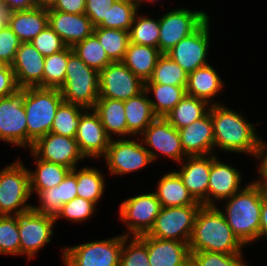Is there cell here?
I'll list each match as a JSON object with an SVG mask.
<instances>
[{
	"mask_svg": "<svg viewBox=\"0 0 267 266\" xmlns=\"http://www.w3.org/2000/svg\"><path fill=\"white\" fill-rule=\"evenodd\" d=\"M215 148L223 152L258 157L260 138L245 115L221 104L210 106ZM258 136V137H257Z\"/></svg>",
	"mask_w": 267,
	"mask_h": 266,
	"instance_id": "6da1fadb",
	"label": "cell"
},
{
	"mask_svg": "<svg viewBox=\"0 0 267 266\" xmlns=\"http://www.w3.org/2000/svg\"><path fill=\"white\" fill-rule=\"evenodd\" d=\"M223 214L227 224L238 240L247 246L260 239L262 204V180L250 181L232 197L226 199Z\"/></svg>",
	"mask_w": 267,
	"mask_h": 266,
	"instance_id": "7a4b0ae2",
	"label": "cell"
},
{
	"mask_svg": "<svg viewBox=\"0 0 267 266\" xmlns=\"http://www.w3.org/2000/svg\"><path fill=\"white\" fill-rule=\"evenodd\" d=\"M244 247L216 206L200 207L189 242L190 252L211 251L235 254L242 253Z\"/></svg>",
	"mask_w": 267,
	"mask_h": 266,
	"instance_id": "3957f363",
	"label": "cell"
},
{
	"mask_svg": "<svg viewBox=\"0 0 267 266\" xmlns=\"http://www.w3.org/2000/svg\"><path fill=\"white\" fill-rule=\"evenodd\" d=\"M59 89L26 87L25 107L27 119V148L44 135L50 133L57 108L63 102Z\"/></svg>",
	"mask_w": 267,
	"mask_h": 266,
	"instance_id": "277c9868",
	"label": "cell"
},
{
	"mask_svg": "<svg viewBox=\"0 0 267 266\" xmlns=\"http://www.w3.org/2000/svg\"><path fill=\"white\" fill-rule=\"evenodd\" d=\"M59 90L64 102L93 109L99 98V72L88 67L72 51L68 56L65 80Z\"/></svg>",
	"mask_w": 267,
	"mask_h": 266,
	"instance_id": "5b68a950",
	"label": "cell"
},
{
	"mask_svg": "<svg viewBox=\"0 0 267 266\" xmlns=\"http://www.w3.org/2000/svg\"><path fill=\"white\" fill-rule=\"evenodd\" d=\"M29 169L17 161L0 170V215H20L32 210Z\"/></svg>",
	"mask_w": 267,
	"mask_h": 266,
	"instance_id": "8992f818",
	"label": "cell"
},
{
	"mask_svg": "<svg viewBox=\"0 0 267 266\" xmlns=\"http://www.w3.org/2000/svg\"><path fill=\"white\" fill-rule=\"evenodd\" d=\"M123 234L115 237L64 247L65 266H119Z\"/></svg>",
	"mask_w": 267,
	"mask_h": 266,
	"instance_id": "52a82bcc",
	"label": "cell"
},
{
	"mask_svg": "<svg viewBox=\"0 0 267 266\" xmlns=\"http://www.w3.org/2000/svg\"><path fill=\"white\" fill-rule=\"evenodd\" d=\"M201 206L202 204L162 207L147 235L189 244L195 218Z\"/></svg>",
	"mask_w": 267,
	"mask_h": 266,
	"instance_id": "ba28073f",
	"label": "cell"
},
{
	"mask_svg": "<svg viewBox=\"0 0 267 266\" xmlns=\"http://www.w3.org/2000/svg\"><path fill=\"white\" fill-rule=\"evenodd\" d=\"M158 17L159 51L162 54H166L180 40L195 32L209 18L203 10L194 11L183 7L172 9Z\"/></svg>",
	"mask_w": 267,
	"mask_h": 266,
	"instance_id": "9c48e42d",
	"label": "cell"
},
{
	"mask_svg": "<svg viewBox=\"0 0 267 266\" xmlns=\"http://www.w3.org/2000/svg\"><path fill=\"white\" fill-rule=\"evenodd\" d=\"M162 208L155 192L139 194L121 202L119 218L126 225L125 236L147 234Z\"/></svg>",
	"mask_w": 267,
	"mask_h": 266,
	"instance_id": "30bf717a",
	"label": "cell"
},
{
	"mask_svg": "<svg viewBox=\"0 0 267 266\" xmlns=\"http://www.w3.org/2000/svg\"><path fill=\"white\" fill-rule=\"evenodd\" d=\"M106 166L111 175H125L145 168L153 160L141 140L127 138L110 139L106 155Z\"/></svg>",
	"mask_w": 267,
	"mask_h": 266,
	"instance_id": "8fae6325",
	"label": "cell"
},
{
	"mask_svg": "<svg viewBox=\"0 0 267 266\" xmlns=\"http://www.w3.org/2000/svg\"><path fill=\"white\" fill-rule=\"evenodd\" d=\"M25 88H18L7 97L0 98V141L16 147H27V119Z\"/></svg>",
	"mask_w": 267,
	"mask_h": 266,
	"instance_id": "7c38bea8",
	"label": "cell"
},
{
	"mask_svg": "<svg viewBox=\"0 0 267 266\" xmlns=\"http://www.w3.org/2000/svg\"><path fill=\"white\" fill-rule=\"evenodd\" d=\"M145 90V82L123 62H112L99 72V98L128 100Z\"/></svg>",
	"mask_w": 267,
	"mask_h": 266,
	"instance_id": "4fadbf2b",
	"label": "cell"
},
{
	"mask_svg": "<svg viewBox=\"0 0 267 266\" xmlns=\"http://www.w3.org/2000/svg\"><path fill=\"white\" fill-rule=\"evenodd\" d=\"M140 136L153 162L157 160L159 154L179 164L187 157L181 146L179 130L163 117H157Z\"/></svg>",
	"mask_w": 267,
	"mask_h": 266,
	"instance_id": "5bb4252c",
	"label": "cell"
},
{
	"mask_svg": "<svg viewBox=\"0 0 267 266\" xmlns=\"http://www.w3.org/2000/svg\"><path fill=\"white\" fill-rule=\"evenodd\" d=\"M56 219L52 215L38 214L33 209L19 215L18 231L20 235V255L33 259L36 253L54 236Z\"/></svg>",
	"mask_w": 267,
	"mask_h": 266,
	"instance_id": "9a60e30c",
	"label": "cell"
},
{
	"mask_svg": "<svg viewBox=\"0 0 267 266\" xmlns=\"http://www.w3.org/2000/svg\"><path fill=\"white\" fill-rule=\"evenodd\" d=\"M209 23L208 18L195 32L180 40L166 53L187 74L209 64L207 61L210 45Z\"/></svg>",
	"mask_w": 267,
	"mask_h": 266,
	"instance_id": "2e32d148",
	"label": "cell"
},
{
	"mask_svg": "<svg viewBox=\"0 0 267 266\" xmlns=\"http://www.w3.org/2000/svg\"><path fill=\"white\" fill-rule=\"evenodd\" d=\"M39 159L63 165L70 169L86 159L75 138L48 133L39 138L30 149Z\"/></svg>",
	"mask_w": 267,
	"mask_h": 266,
	"instance_id": "e0dca14e",
	"label": "cell"
},
{
	"mask_svg": "<svg viewBox=\"0 0 267 266\" xmlns=\"http://www.w3.org/2000/svg\"><path fill=\"white\" fill-rule=\"evenodd\" d=\"M75 140L85 158L103 159L106 155L110 138L93 109H85L80 115Z\"/></svg>",
	"mask_w": 267,
	"mask_h": 266,
	"instance_id": "ac0fdd59",
	"label": "cell"
},
{
	"mask_svg": "<svg viewBox=\"0 0 267 266\" xmlns=\"http://www.w3.org/2000/svg\"><path fill=\"white\" fill-rule=\"evenodd\" d=\"M184 161V162H183ZM176 171L192 197L203 206H208V185L211 171V154L187 156Z\"/></svg>",
	"mask_w": 267,
	"mask_h": 266,
	"instance_id": "d6986e66",
	"label": "cell"
},
{
	"mask_svg": "<svg viewBox=\"0 0 267 266\" xmlns=\"http://www.w3.org/2000/svg\"><path fill=\"white\" fill-rule=\"evenodd\" d=\"M218 157L216 154H211L208 206H217L218 201L229 199L243 188L240 171L230 164L219 161Z\"/></svg>",
	"mask_w": 267,
	"mask_h": 266,
	"instance_id": "ffe728a7",
	"label": "cell"
},
{
	"mask_svg": "<svg viewBox=\"0 0 267 266\" xmlns=\"http://www.w3.org/2000/svg\"><path fill=\"white\" fill-rule=\"evenodd\" d=\"M45 57L31 44L22 42L11 65L17 86L43 87Z\"/></svg>",
	"mask_w": 267,
	"mask_h": 266,
	"instance_id": "44dd1931",
	"label": "cell"
},
{
	"mask_svg": "<svg viewBox=\"0 0 267 266\" xmlns=\"http://www.w3.org/2000/svg\"><path fill=\"white\" fill-rule=\"evenodd\" d=\"M48 24L67 47H73L93 34L94 26L85 14H70L48 9Z\"/></svg>",
	"mask_w": 267,
	"mask_h": 266,
	"instance_id": "7402d4cb",
	"label": "cell"
},
{
	"mask_svg": "<svg viewBox=\"0 0 267 266\" xmlns=\"http://www.w3.org/2000/svg\"><path fill=\"white\" fill-rule=\"evenodd\" d=\"M181 146L187 156L214 154L213 124L209 112L189 126L179 129Z\"/></svg>",
	"mask_w": 267,
	"mask_h": 266,
	"instance_id": "603a6c76",
	"label": "cell"
},
{
	"mask_svg": "<svg viewBox=\"0 0 267 266\" xmlns=\"http://www.w3.org/2000/svg\"><path fill=\"white\" fill-rule=\"evenodd\" d=\"M146 246L150 266H181L191 255L188 243L150 237L147 234Z\"/></svg>",
	"mask_w": 267,
	"mask_h": 266,
	"instance_id": "cb8c5ba5",
	"label": "cell"
},
{
	"mask_svg": "<svg viewBox=\"0 0 267 266\" xmlns=\"http://www.w3.org/2000/svg\"><path fill=\"white\" fill-rule=\"evenodd\" d=\"M225 84L217 70L210 64L197 68L188 74L186 95L206 101L209 105H218L211 102V98L222 92Z\"/></svg>",
	"mask_w": 267,
	"mask_h": 266,
	"instance_id": "d4e9b609",
	"label": "cell"
},
{
	"mask_svg": "<svg viewBox=\"0 0 267 266\" xmlns=\"http://www.w3.org/2000/svg\"><path fill=\"white\" fill-rule=\"evenodd\" d=\"M37 196L39 205H33L32 209L38 214H48L55 217L64 204L77 197L76 175L70 171L58 186L45 189Z\"/></svg>",
	"mask_w": 267,
	"mask_h": 266,
	"instance_id": "484cf974",
	"label": "cell"
},
{
	"mask_svg": "<svg viewBox=\"0 0 267 266\" xmlns=\"http://www.w3.org/2000/svg\"><path fill=\"white\" fill-rule=\"evenodd\" d=\"M125 106L122 100L98 98L93 110L98 114L100 121L110 139L116 135L117 139L134 137L127 129ZM114 136H113V135ZM122 136V137H121Z\"/></svg>",
	"mask_w": 267,
	"mask_h": 266,
	"instance_id": "4316f807",
	"label": "cell"
},
{
	"mask_svg": "<svg viewBox=\"0 0 267 266\" xmlns=\"http://www.w3.org/2000/svg\"><path fill=\"white\" fill-rule=\"evenodd\" d=\"M48 25V9L14 11L8 26L21 42H30Z\"/></svg>",
	"mask_w": 267,
	"mask_h": 266,
	"instance_id": "83f0119b",
	"label": "cell"
},
{
	"mask_svg": "<svg viewBox=\"0 0 267 266\" xmlns=\"http://www.w3.org/2000/svg\"><path fill=\"white\" fill-rule=\"evenodd\" d=\"M155 194L162 207L201 204L192 197L176 171L167 172L160 178Z\"/></svg>",
	"mask_w": 267,
	"mask_h": 266,
	"instance_id": "f1b7e54d",
	"label": "cell"
},
{
	"mask_svg": "<svg viewBox=\"0 0 267 266\" xmlns=\"http://www.w3.org/2000/svg\"><path fill=\"white\" fill-rule=\"evenodd\" d=\"M148 95L150 94L144 90L139 95L124 101L127 129L134 137L140 136L157 118Z\"/></svg>",
	"mask_w": 267,
	"mask_h": 266,
	"instance_id": "f546056e",
	"label": "cell"
},
{
	"mask_svg": "<svg viewBox=\"0 0 267 266\" xmlns=\"http://www.w3.org/2000/svg\"><path fill=\"white\" fill-rule=\"evenodd\" d=\"M35 160V170L29 169L30 175V192L38 195L45 189L58 186L72 170L60 164L39 159L31 151Z\"/></svg>",
	"mask_w": 267,
	"mask_h": 266,
	"instance_id": "4dcf8cb0",
	"label": "cell"
},
{
	"mask_svg": "<svg viewBox=\"0 0 267 266\" xmlns=\"http://www.w3.org/2000/svg\"><path fill=\"white\" fill-rule=\"evenodd\" d=\"M161 55L159 48L130 42L122 62L145 82L151 77Z\"/></svg>",
	"mask_w": 267,
	"mask_h": 266,
	"instance_id": "1f68e13d",
	"label": "cell"
},
{
	"mask_svg": "<svg viewBox=\"0 0 267 266\" xmlns=\"http://www.w3.org/2000/svg\"><path fill=\"white\" fill-rule=\"evenodd\" d=\"M210 106L204 100L185 95L164 118L179 130L204 117Z\"/></svg>",
	"mask_w": 267,
	"mask_h": 266,
	"instance_id": "d6a6232c",
	"label": "cell"
},
{
	"mask_svg": "<svg viewBox=\"0 0 267 266\" xmlns=\"http://www.w3.org/2000/svg\"><path fill=\"white\" fill-rule=\"evenodd\" d=\"M145 91L155 98L149 97L154 114L164 118L186 95V86L145 83Z\"/></svg>",
	"mask_w": 267,
	"mask_h": 266,
	"instance_id": "836d02e7",
	"label": "cell"
},
{
	"mask_svg": "<svg viewBox=\"0 0 267 266\" xmlns=\"http://www.w3.org/2000/svg\"><path fill=\"white\" fill-rule=\"evenodd\" d=\"M76 175L77 196L92 201L96 205L105 189V177L97 168L75 167L71 170Z\"/></svg>",
	"mask_w": 267,
	"mask_h": 266,
	"instance_id": "e575fe53",
	"label": "cell"
},
{
	"mask_svg": "<svg viewBox=\"0 0 267 266\" xmlns=\"http://www.w3.org/2000/svg\"><path fill=\"white\" fill-rule=\"evenodd\" d=\"M93 34L98 38L112 62L123 61L130 43L128 31L94 27Z\"/></svg>",
	"mask_w": 267,
	"mask_h": 266,
	"instance_id": "d590c367",
	"label": "cell"
},
{
	"mask_svg": "<svg viewBox=\"0 0 267 266\" xmlns=\"http://www.w3.org/2000/svg\"><path fill=\"white\" fill-rule=\"evenodd\" d=\"M188 74L167 54H162L156 63L153 73L145 83L186 86Z\"/></svg>",
	"mask_w": 267,
	"mask_h": 266,
	"instance_id": "8d00e7d4",
	"label": "cell"
},
{
	"mask_svg": "<svg viewBox=\"0 0 267 266\" xmlns=\"http://www.w3.org/2000/svg\"><path fill=\"white\" fill-rule=\"evenodd\" d=\"M140 6L133 0H116L97 27L130 31L135 14Z\"/></svg>",
	"mask_w": 267,
	"mask_h": 266,
	"instance_id": "74e56055",
	"label": "cell"
},
{
	"mask_svg": "<svg viewBox=\"0 0 267 266\" xmlns=\"http://www.w3.org/2000/svg\"><path fill=\"white\" fill-rule=\"evenodd\" d=\"M84 110L85 108L82 106L63 101L56 110L50 132L75 138L80 123V115Z\"/></svg>",
	"mask_w": 267,
	"mask_h": 266,
	"instance_id": "f35d334b",
	"label": "cell"
},
{
	"mask_svg": "<svg viewBox=\"0 0 267 266\" xmlns=\"http://www.w3.org/2000/svg\"><path fill=\"white\" fill-rule=\"evenodd\" d=\"M137 12L129 31L130 42L159 48V18L154 19Z\"/></svg>",
	"mask_w": 267,
	"mask_h": 266,
	"instance_id": "ab89813d",
	"label": "cell"
},
{
	"mask_svg": "<svg viewBox=\"0 0 267 266\" xmlns=\"http://www.w3.org/2000/svg\"><path fill=\"white\" fill-rule=\"evenodd\" d=\"M72 49L88 67L98 72L112 63L94 34L76 43Z\"/></svg>",
	"mask_w": 267,
	"mask_h": 266,
	"instance_id": "60d3db41",
	"label": "cell"
},
{
	"mask_svg": "<svg viewBox=\"0 0 267 266\" xmlns=\"http://www.w3.org/2000/svg\"><path fill=\"white\" fill-rule=\"evenodd\" d=\"M73 51L72 47L45 57L43 71V88L60 89L66 76L68 56Z\"/></svg>",
	"mask_w": 267,
	"mask_h": 266,
	"instance_id": "b9f144b4",
	"label": "cell"
},
{
	"mask_svg": "<svg viewBox=\"0 0 267 266\" xmlns=\"http://www.w3.org/2000/svg\"><path fill=\"white\" fill-rule=\"evenodd\" d=\"M148 259L146 234L140 236L123 235L119 266H150Z\"/></svg>",
	"mask_w": 267,
	"mask_h": 266,
	"instance_id": "7bdbcfd3",
	"label": "cell"
},
{
	"mask_svg": "<svg viewBox=\"0 0 267 266\" xmlns=\"http://www.w3.org/2000/svg\"><path fill=\"white\" fill-rule=\"evenodd\" d=\"M19 215H0V254L20 256Z\"/></svg>",
	"mask_w": 267,
	"mask_h": 266,
	"instance_id": "ee69618b",
	"label": "cell"
},
{
	"mask_svg": "<svg viewBox=\"0 0 267 266\" xmlns=\"http://www.w3.org/2000/svg\"><path fill=\"white\" fill-rule=\"evenodd\" d=\"M96 204L81 197H75L73 200L62 206V209L55 216L56 222L59 218H64L71 222L81 223L89 220L96 211Z\"/></svg>",
	"mask_w": 267,
	"mask_h": 266,
	"instance_id": "f6af8a7d",
	"label": "cell"
},
{
	"mask_svg": "<svg viewBox=\"0 0 267 266\" xmlns=\"http://www.w3.org/2000/svg\"><path fill=\"white\" fill-rule=\"evenodd\" d=\"M198 266H247L242 253L225 254L221 252H190Z\"/></svg>",
	"mask_w": 267,
	"mask_h": 266,
	"instance_id": "bcb514c9",
	"label": "cell"
},
{
	"mask_svg": "<svg viewBox=\"0 0 267 266\" xmlns=\"http://www.w3.org/2000/svg\"><path fill=\"white\" fill-rule=\"evenodd\" d=\"M30 42L44 57L59 52L66 47L61 37L49 24Z\"/></svg>",
	"mask_w": 267,
	"mask_h": 266,
	"instance_id": "7dc6e473",
	"label": "cell"
},
{
	"mask_svg": "<svg viewBox=\"0 0 267 266\" xmlns=\"http://www.w3.org/2000/svg\"><path fill=\"white\" fill-rule=\"evenodd\" d=\"M21 43L20 39L8 25L0 27V61L11 66Z\"/></svg>",
	"mask_w": 267,
	"mask_h": 266,
	"instance_id": "c3c4849f",
	"label": "cell"
},
{
	"mask_svg": "<svg viewBox=\"0 0 267 266\" xmlns=\"http://www.w3.org/2000/svg\"><path fill=\"white\" fill-rule=\"evenodd\" d=\"M116 0H86L85 14L90 18L94 27H97L104 19L111 5Z\"/></svg>",
	"mask_w": 267,
	"mask_h": 266,
	"instance_id": "681fc988",
	"label": "cell"
},
{
	"mask_svg": "<svg viewBox=\"0 0 267 266\" xmlns=\"http://www.w3.org/2000/svg\"><path fill=\"white\" fill-rule=\"evenodd\" d=\"M86 0H57L50 8L70 14H83L85 12Z\"/></svg>",
	"mask_w": 267,
	"mask_h": 266,
	"instance_id": "f907efd6",
	"label": "cell"
},
{
	"mask_svg": "<svg viewBox=\"0 0 267 266\" xmlns=\"http://www.w3.org/2000/svg\"><path fill=\"white\" fill-rule=\"evenodd\" d=\"M257 159L258 161H261L258 163V179L267 183V143L263 141L261 137L259 142V152Z\"/></svg>",
	"mask_w": 267,
	"mask_h": 266,
	"instance_id": "816d5d0a",
	"label": "cell"
},
{
	"mask_svg": "<svg viewBox=\"0 0 267 266\" xmlns=\"http://www.w3.org/2000/svg\"><path fill=\"white\" fill-rule=\"evenodd\" d=\"M267 239V183L262 181V204L260 218V238Z\"/></svg>",
	"mask_w": 267,
	"mask_h": 266,
	"instance_id": "f5cc1de1",
	"label": "cell"
},
{
	"mask_svg": "<svg viewBox=\"0 0 267 266\" xmlns=\"http://www.w3.org/2000/svg\"><path fill=\"white\" fill-rule=\"evenodd\" d=\"M18 88L15 78H0V98L7 97Z\"/></svg>",
	"mask_w": 267,
	"mask_h": 266,
	"instance_id": "db71d44e",
	"label": "cell"
},
{
	"mask_svg": "<svg viewBox=\"0 0 267 266\" xmlns=\"http://www.w3.org/2000/svg\"><path fill=\"white\" fill-rule=\"evenodd\" d=\"M13 11L29 10L36 7L35 0H2Z\"/></svg>",
	"mask_w": 267,
	"mask_h": 266,
	"instance_id": "11a10c76",
	"label": "cell"
},
{
	"mask_svg": "<svg viewBox=\"0 0 267 266\" xmlns=\"http://www.w3.org/2000/svg\"><path fill=\"white\" fill-rule=\"evenodd\" d=\"M13 12L6 3L0 0V27H5L9 24Z\"/></svg>",
	"mask_w": 267,
	"mask_h": 266,
	"instance_id": "9f6ffc18",
	"label": "cell"
},
{
	"mask_svg": "<svg viewBox=\"0 0 267 266\" xmlns=\"http://www.w3.org/2000/svg\"><path fill=\"white\" fill-rule=\"evenodd\" d=\"M0 78H15L12 67L3 61H0Z\"/></svg>",
	"mask_w": 267,
	"mask_h": 266,
	"instance_id": "6f0895ef",
	"label": "cell"
},
{
	"mask_svg": "<svg viewBox=\"0 0 267 266\" xmlns=\"http://www.w3.org/2000/svg\"><path fill=\"white\" fill-rule=\"evenodd\" d=\"M57 0H35L36 7L50 9L56 4Z\"/></svg>",
	"mask_w": 267,
	"mask_h": 266,
	"instance_id": "680465c9",
	"label": "cell"
},
{
	"mask_svg": "<svg viewBox=\"0 0 267 266\" xmlns=\"http://www.w3.org/2000/svg\"><path fill=\"white\" fill-rule=\"evenodd\" d=\"M181 266H198L195 259L190 255Z\"/></svg>",
	"mask_w": 267,
	"mask_h": 266,
	"instance_id": "91938a15",
	"label": "cell"
},
{
	"mask_svg": "<svg viewBox=\"0 0 267 266\" xmlns=\"http://www.w3.org/2000/svg\"><path fill=\"white\" fill-rule=\"evenodd\" d=\"M134 2H136L139 6L142 5V3H144L145 0H133Z\"/></svg>",
	"mask_w": 267,
	"mask_h": 266,
	"instance_id": "94428289",
	"label": "cell"
},
{
	"mask_svg": "<svg viewBox=\"0 0 267 266\" xmlns=\"http://www.w3.org/2000/svg\"><path fill=\"white\" fill-rule=\"evenodd\" d=\"M147 1L150 3H154V2L156 3L157 0H145L144 2H147Z\"/></svg>",
	"mask_w": 267,
	"mask_h": 266,
	"instance_id": "6125c7cd",
	"label": "cell"
}]
</instances>
